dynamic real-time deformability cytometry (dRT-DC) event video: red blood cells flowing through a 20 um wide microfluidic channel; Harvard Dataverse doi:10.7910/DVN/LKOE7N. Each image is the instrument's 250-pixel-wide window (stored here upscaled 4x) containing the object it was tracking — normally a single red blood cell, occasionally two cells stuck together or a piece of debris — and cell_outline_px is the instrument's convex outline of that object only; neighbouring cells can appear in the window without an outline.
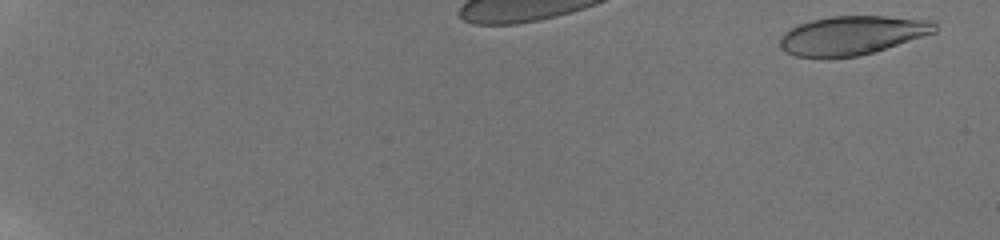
{"species": "human", "species_latin": "Homo sapiens", "temperature_condition": "room temperature", "stored_images_in_passage": 33, "camera_frame_rate_fps": 3000, "um_per_image_px": 0.085, "donor": {"sex": "male"}, "frame": {"image": 1, "passage_image": 2, "time_ms": 0.333, "image_size_px": [1000, 240], "cell_outline_px": [[936, 32], [924, 36], [872, 52], [856, 56], [796, 56], [784, 52], [780, 48], [780, 36], [784, 32], [800, 24], [812, 20], [832, 16], [884, 16], [932, 20], [936, 24]], "centroid_in_image_um": [72.43, 2.98], "position_along_channel_um": 12.6, "area_um2": 34.51}}
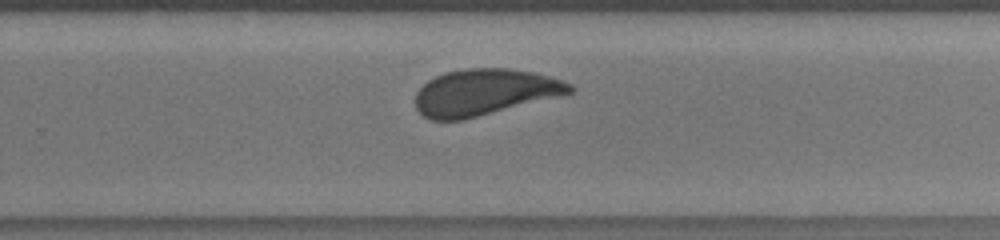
{"frame": {"image": 2, "passage_image": 23, "time_ms": 7.333, "image_size_px": [1000, 240], "cell_outline_px": [[576, 88], [572, 92], [560, 96], [460, 120], [432, 120], [424, 116], [416, 108], [416, 92], [428, 80], [436, 76], [448, 72], [468, 68], [508, 68], [536, 72], [572, 84]], "centroid_in_image_um": [41.2, 7.83], "position_along_channel_um": 288.6, "area_um2": 41.27}}
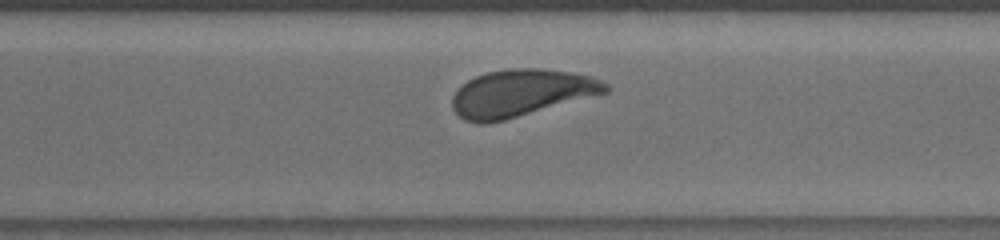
{"frame": {"image": 3, "passage_image": 26, "time_ms": 8.333, "image_size_px": [1000, 240], "cell_outline_px": [[612, 88], [608, 92], [504, 120], [484, 124], [476, 124], [464, 120], [452, 108], [452, 96], [468, 80], [476, 76], [488, 72], [508, 68], [544, 68], [568, 72], [588, 76], [600, 80], [608, 84]], "centroid_in_image_um": [44.28, 7.91], "position_along_channel_um": 326.3, "area_um2": 41.79}, "authors_computed_cell_mechanics": {"area_um2": 41.7894, "velocity_mm_per_s": 3.7707, "shape_relaxation_time_tau1_ms": 1.3036, "shape_relaxation_time_tau2_ms": null, "deformation_change_tau1": 0.1133, "deformation_change_tau2": null}}